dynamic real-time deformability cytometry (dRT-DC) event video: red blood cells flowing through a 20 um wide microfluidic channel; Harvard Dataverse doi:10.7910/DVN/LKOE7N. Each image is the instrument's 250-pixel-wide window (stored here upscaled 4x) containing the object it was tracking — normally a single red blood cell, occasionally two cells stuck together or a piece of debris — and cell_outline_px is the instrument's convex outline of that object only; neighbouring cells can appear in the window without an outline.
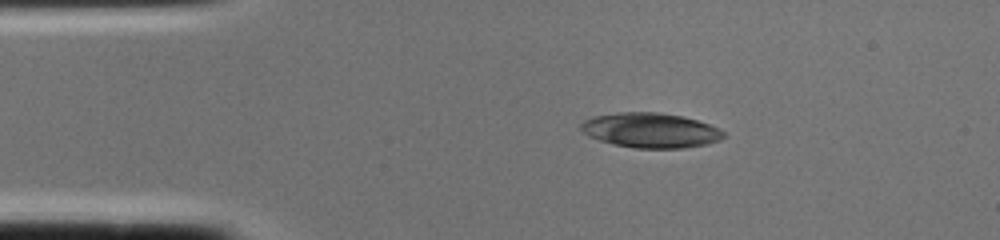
{"species": "common noctule bat (a hibernating species)", "species_latin": "Nyctalus noctula", "temperature_condition": "cold", "stored_images_in_passage": 2, "camera_frame_rate_fps": 3000, "um_per_image_px": 0.085, "animal": {"sex": "female", "body_mass_g": 22.0, "forearm_length_mm": 56.7}, "frame": {"image": 1, "passage_image": 2, "time_ms": 0.333, "image_size_px": [1000, 240], "cell_outline_px": [[724, 136], [720, 140], [708, 144], [684, 148], [636, 148], [612, 144], [588, 136], [580, 132], [580, 124], [584, 120], [596, 116], [620, 112], [660, 112], [680, 116], [696, 120], [720, 128], [724, 132]], "centroid_in_image_um": [55.28, 11.08], "position_along_channel_um": 29.7, "area_um2": 29.02}}